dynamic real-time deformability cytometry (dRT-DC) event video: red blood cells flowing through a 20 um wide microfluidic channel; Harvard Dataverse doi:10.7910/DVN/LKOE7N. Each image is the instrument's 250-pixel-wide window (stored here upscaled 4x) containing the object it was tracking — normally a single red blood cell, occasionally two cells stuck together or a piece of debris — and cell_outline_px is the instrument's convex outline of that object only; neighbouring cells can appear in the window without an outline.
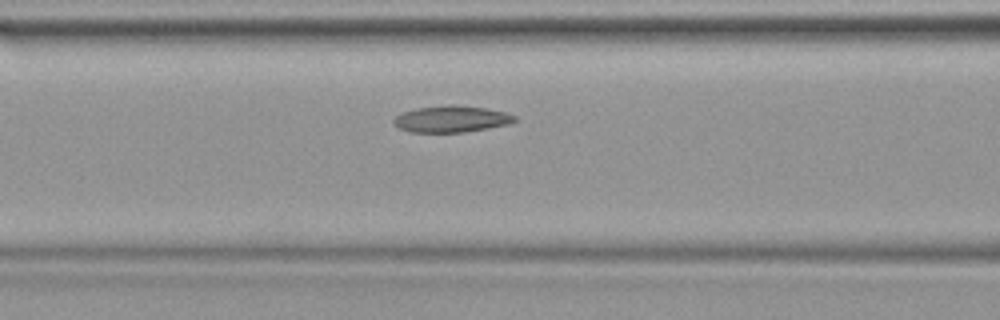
{"species": "common noctule bat (a hibernating species)", "species_latin": "Nyctalus noctula", "temperature_condition": "warm", "stored_images_in_passage": 29, "camera_frame_rate_fps": 3000, "um_per_image_px": 0.085, "animal": {"sex": "female", "body_mass_g": 19.9}, "frame": {"image": 1, "passage_image": 5, "time_ms": 1.333, "image_size_px": [1000, 320], "cell_outline_px": [[516, 120], [508, 124], [488, 128], [464, 132], [408, 132], [400, 128], [392, 120], [396, 116], [404, 112], [416, 108], [448, 104], [484, 108], [504, 112], [516, 116]], "centroid_in_image_um": [38.36, 10.11], "position_along_channel_um": 128.2, "area_um2": 18.5}}
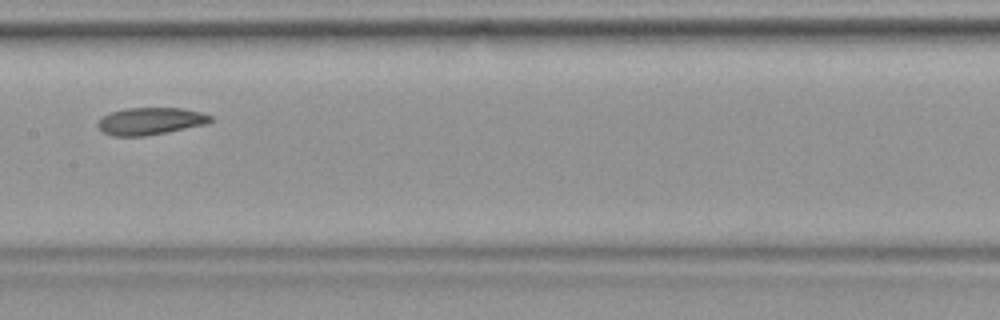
{"frame": {"image": 2, "passage_image": 9, "time_ms": 2.667, "image_size_px": [1000, 320], "cell_outline_px": [[212, 120], [208, 124], [144, 136], [112, 136], [104, 132], [96, 124], [108, 112], [124, 108], [180, 108], [200, 112], [212, 116]], "centroid_in_image_um": [12.78, 10.29], "position_along_channel_um": 194.6, "area_um2": 17.8}}